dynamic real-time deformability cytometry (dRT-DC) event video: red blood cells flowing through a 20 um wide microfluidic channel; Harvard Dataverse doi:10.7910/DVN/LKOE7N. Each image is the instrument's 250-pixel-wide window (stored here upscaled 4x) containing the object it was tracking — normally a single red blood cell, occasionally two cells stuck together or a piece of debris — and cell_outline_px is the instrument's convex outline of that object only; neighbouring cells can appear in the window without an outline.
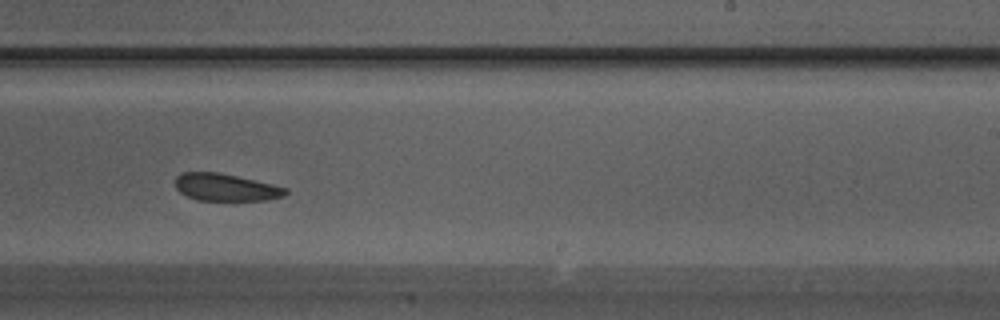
{"species": "Egyptian fruit bat (a non-hibernating species)", "species_latin": "Rousettus aegyptiacus", "temperature_condition": "warm", "stored_images_in_passage": 28, "camera_frame_rate_fps": 3000, "um_per_image_px": 0.085, "animal": {"sex": "male"}, "frame": {"image": 1, "passage_image": 16, "time_ms": 5.0, "image_size_px": [1000, 320], "cell_outline_px": [[288, 192], [284, 196], [268, 200], [200, 200], [188, 196], [180, 192], [176, 188], [176, 176], [180, 172], [220, 172], [272, 184], [288, 188]], "centroid_in_image_um": [19.2, 15.91], "position_along_channel_um": 269.8, "area_um2": 17.51}}